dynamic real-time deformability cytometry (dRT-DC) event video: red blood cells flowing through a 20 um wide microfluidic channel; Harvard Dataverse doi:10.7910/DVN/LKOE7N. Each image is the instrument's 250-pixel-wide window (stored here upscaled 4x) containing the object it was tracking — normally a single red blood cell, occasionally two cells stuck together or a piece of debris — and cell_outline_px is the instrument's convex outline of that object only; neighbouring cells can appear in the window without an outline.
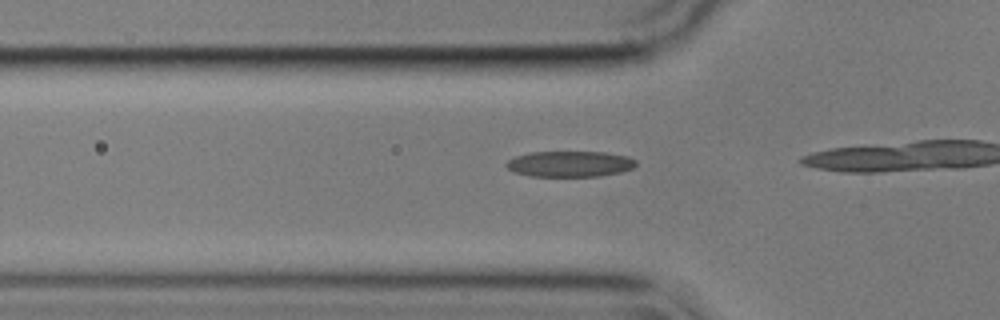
{"species": "common noctule bat (a hibernating species)", "species_latin": "Nyctalus noctula", "temperature_condition": "cold", "stored_images_in_passage": 8, "camera_frame_rate_fps": 3000, "um_per_image_px": 0.085, "animal": {"sex": "male", "body_mass_g": 17.9}, "frame": {"image": 1, "passage_image": 4, "time_ms": 1.0, "image_size_px": [1000, 320], "cell_outline_px": [[636, 164], [632, 168], [620, 172], [600, 176], [528, 176], [512, 172], [504, 164], [508, 160], [516, 156], [532, 152], [604, 152], [628, 156], [636, 160]], "centroid_in_image_um": [48.41, 13.93], "position_along_channel_um": 77.4, "area_um2": 19.54}}
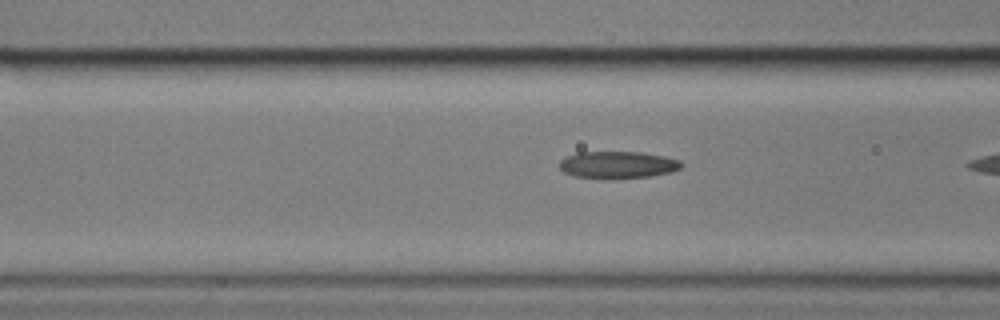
{"frame": {"image": 2, "passage_image": 7, "time_ms": 2.0, "image_size_px": [1000, 320], "cell_outline_px": [[684, 164], [680, 168], [672, 172], [652, 176], [604, 180], [576, 176], [564, 172], [560, 168], [560, 160], [576, 152], [640, 152], [664, 156], [680, 160]], "centroid_in_image_um": [52.52, 14.02], "position_along_channel_um": 114.1, "area_um2": 19.54}}